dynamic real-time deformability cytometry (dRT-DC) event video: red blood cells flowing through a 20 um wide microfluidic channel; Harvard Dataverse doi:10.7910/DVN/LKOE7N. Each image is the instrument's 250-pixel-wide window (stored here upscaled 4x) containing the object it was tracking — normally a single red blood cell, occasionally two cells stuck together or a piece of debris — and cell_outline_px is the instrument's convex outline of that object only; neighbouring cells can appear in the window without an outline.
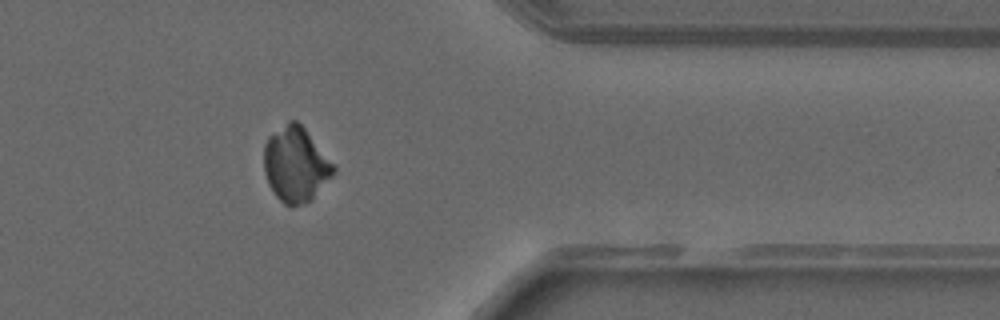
{"species": "common noctule bat (a hibernating species)", "species_latin": "Nyctalus noctula", "temperature_condition": "warm", "stored_images_in_passage": 28, "camera_frame_rate_fps": 3000, "um_per_image_px": 0.085, "animal": {"sex": "male", "forearm_length_mm": 52.5}, "frame": {"image": 1, "passage_image": 21, "time_ms": 6.667, "image_size_px": [1000, 320], "cell_outline_px": [[336, 168], [332, 176], [312, 200], [292, 208], [284, 204], [276, 196], [268, 184], [264, 172], [264, 144], [268, 136], [288, 120], [296, 120], [304, 128]], "centroid_in_image_um": [25.1, 14.0], "position_along_channel_um": 386.3, "area_um2": 30.35}}
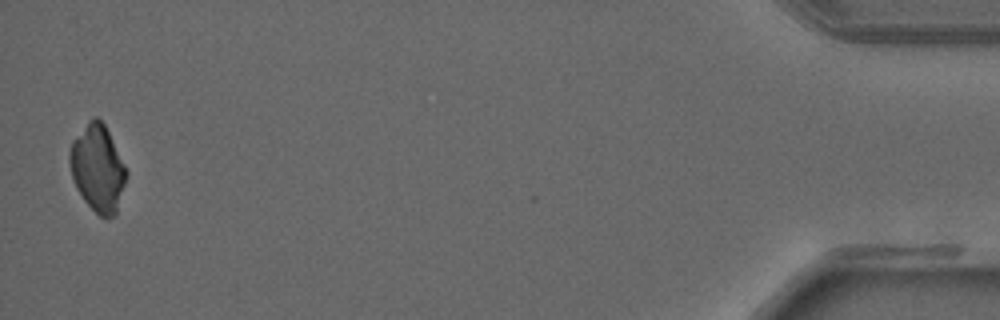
{"frame": {"image": 2, "passage_image": 28, "time_ms": 9.0, "image_size_px": [1000, 320], "cell_outline_px": [[128, 172], [116, 212], [112, 216], [104, 220], [84, 200], [76, 188], [72, 180], [68, 160], [68, 152], [72, 140], [88, 120], [92, 116], [96, 116], [104, 124]], "centroid_in_image_um": [8.26, 14.29], "position_along_channel_um": 426.9, "area_um2": 28.61}}